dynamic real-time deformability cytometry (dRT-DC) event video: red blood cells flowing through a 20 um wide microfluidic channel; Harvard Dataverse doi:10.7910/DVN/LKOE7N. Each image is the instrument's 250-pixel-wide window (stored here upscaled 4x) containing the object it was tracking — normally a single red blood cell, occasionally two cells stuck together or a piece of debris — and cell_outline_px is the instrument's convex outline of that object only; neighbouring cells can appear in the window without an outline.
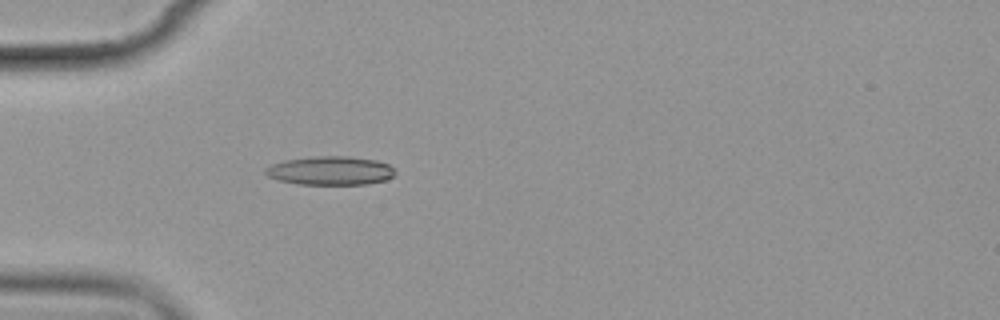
{"species": "common noctule bat (a hibernating species)", "species_latin": "Nyctalus noctula", "temperature_condition": "cold", "stored_images_in_passage": 5, "camera_frame_rate_fps": 3000, "um_per_image_px": 0.085, "animal": {"sex": "female", "body_mass_g": 19.9}, "frame": {"image": 1, "passage_image": 5, "time_ms": 4.667, "image_size_px": [1000, 320], "cell_outline_px": [[396, 172], [392, 176], [384, 180], [368, 184], [300, 184], [276, 180], [268, 176], [264, 172], [264, 168], [272, 164], [284, 160], [312, 156], [348, 156], [376, 160], [388, 164]], "centroid_in_image_um": [28.04, 14.5], "position_along_channel_um": 57.0, "area_um2": 21.73}}